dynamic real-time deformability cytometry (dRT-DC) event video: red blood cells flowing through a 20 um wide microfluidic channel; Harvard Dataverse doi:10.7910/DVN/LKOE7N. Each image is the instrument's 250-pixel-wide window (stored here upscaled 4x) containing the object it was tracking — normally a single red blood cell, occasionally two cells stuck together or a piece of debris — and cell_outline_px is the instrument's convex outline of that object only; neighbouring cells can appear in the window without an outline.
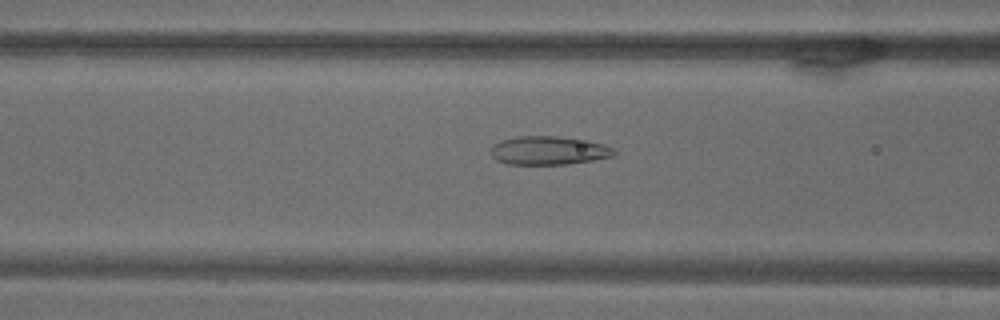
{"species": "common noctule bat (a hibernating species)", "species_latin": "Nyctalus noctula", "temperature_condition": "warm", "stored_images_in_passage": 65, "camera_frame_rate_fps": 3000, "um_per_image_px": 0.085, "animal": {"sex": "male", "body_mass_g": 18.8}, "frame": {"image": 1, "passage_image": 24, "time_ms": 7.667, "image_size_px": [1000, 320], "cell_outline_px": [[616, 156], [568, 164], [508, 164], [496, 160], [492, 156], [492, 144], [500, 140], [516, 136], [556, 136], [588, 140], [604, 144], [616, 148]], "centroid_in_image_um": [46.67, 12.78], "position_along_channel_um": 119.9, "area_um2": 20.75}}
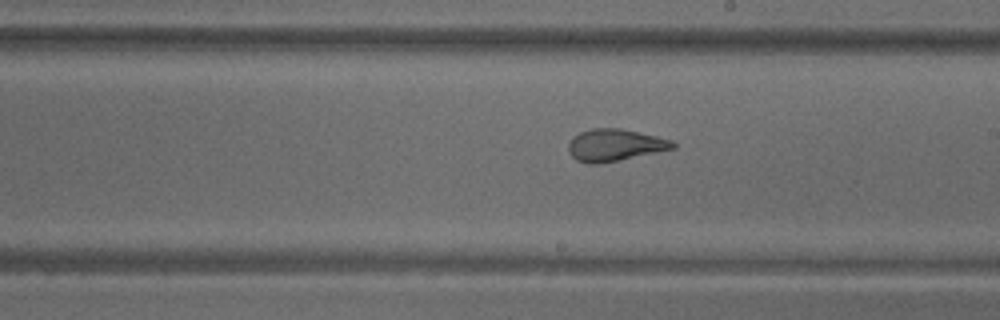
{"frame": {"image": 2, "passage_image": 36, "time_ms": 11.667, "image_size_px": [1000, 320], "cell_outline_px": [[676, 148], [600, 164], [588, 164], [576, 160], [568, 152], [568, 144], [572, 136], [580, 132], [592, 128], [620, 128], [656, 136], [672, 140], [676, 144]], "centroid_in_image_um": [52.23, 12.33], "position_along_channel_um": 236.8, "area_um2": 19.59}}
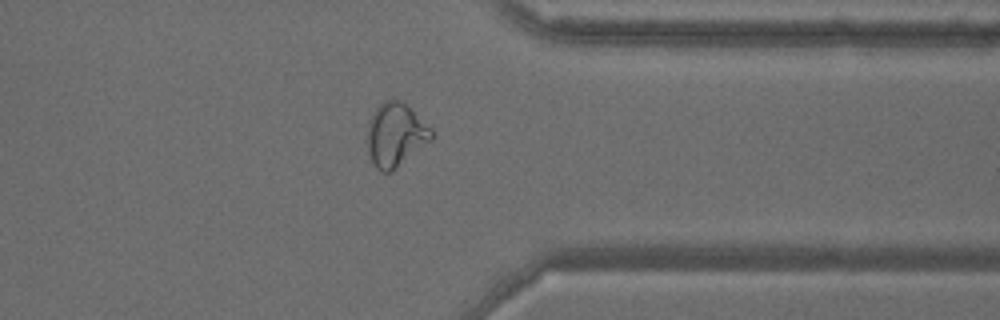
{"frame": {"image": 3, "passage_image": 51, "time_ms": 16.667, "image_size_px": [1000, 320], "cell_outline_px": [[432, 140], [392, 172], [380, 172], [372, 164], [368, 152], [368, 120], [372, 112], [384, 100], [400, 100], [432, 128]], "centroid_in_image_um": [33.6, 11.49], "position_along_channel_um": 377.8, "area_um2": 23.81}}